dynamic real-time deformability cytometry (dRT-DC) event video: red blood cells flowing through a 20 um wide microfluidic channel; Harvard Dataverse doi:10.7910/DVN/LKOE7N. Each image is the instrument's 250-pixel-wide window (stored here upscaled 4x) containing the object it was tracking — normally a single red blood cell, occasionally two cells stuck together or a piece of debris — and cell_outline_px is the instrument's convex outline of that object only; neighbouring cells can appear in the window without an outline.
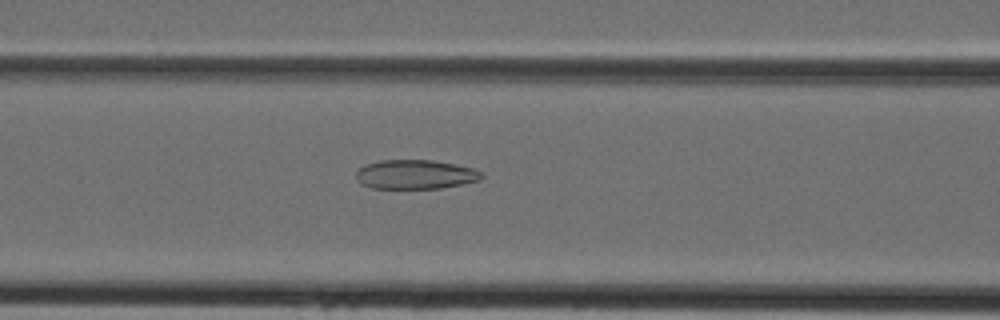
{"species": "Egyptian fruit bat (a non-hibernating species)", "species_latin": "Rousettus aegyptiacus", "temperature_condition": "cold", "stored_images_in_passage": 21, "camera_frame_rate_fps": 3000, "um_per_image_px": 0.085, "animal": {"sex": "female"}, "frame": {"image": 1, "passage_image": 9, "time_ms": 2.667, "image_size_px": [1000, 320], "cell_outline_px": [[484, 176], [480, 180], [440, 188], [372, 188], [360, 184], [356, 180], [356, 172], [364, 164], [380, 160], [432, 160], [456, 164], [472, 168], [484, 172]], "centroid_in_image_um": [35.29, 14.82], "position_along_channel_um": 131.3, "area_um2": 21.5}}
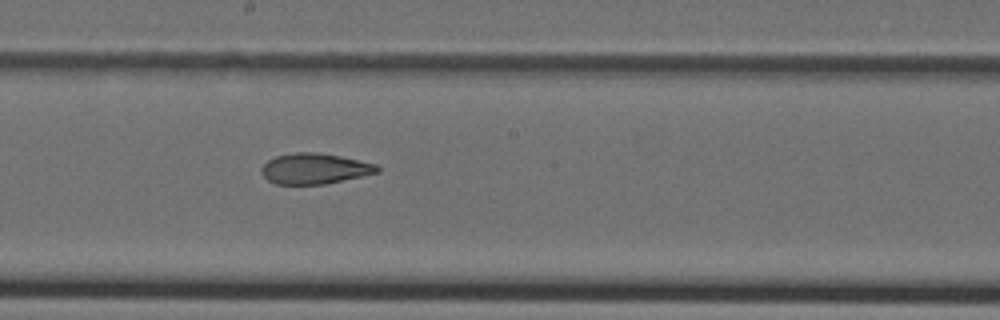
{"frame": {"image": 2, "passage_image": 15, "time_ms": 4.667, "image_size_px": [1000, 320], "cell_outline_px": [[380, 172], [324, 184], [276, 184], [268, 180], [260, 172], [260, 168], [268, 160], [276, 156], [296, 152], [316, 152], [340, 156], [376, 164], [380, 168]], "centroid_in_image_um": [26.73, 14.33], "position_along_channel_um": 221.5, "area_um2": 20.58}}
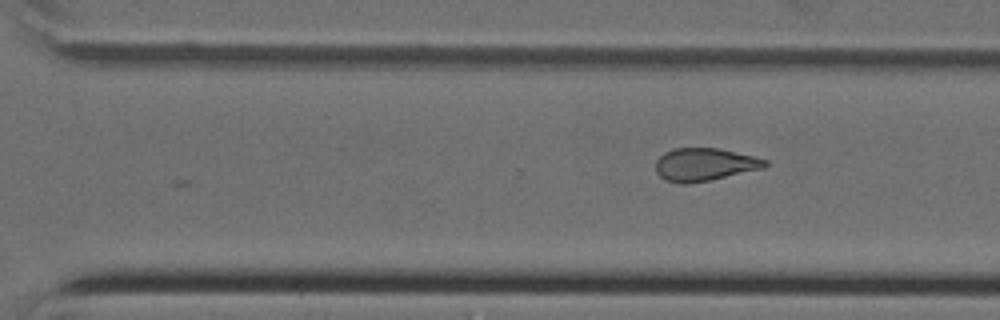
{"frame": {"image": 3, "passage_image": 21, "time_ms": 6.667, "image_size_px": [1000, 320], "cell_outline_px": [[768, 164], [764, 168], [712, 180], [688, 184], [680, 184], [664, 180], [656, 172], [656, 160], [664, 152], [672, 148], [720, 148], [756, 156], [768, 160]], "centroid_in_image_um": [59.9, 13.98], "position_along_channel_um": 310.7, "area_um2": 21.33}}